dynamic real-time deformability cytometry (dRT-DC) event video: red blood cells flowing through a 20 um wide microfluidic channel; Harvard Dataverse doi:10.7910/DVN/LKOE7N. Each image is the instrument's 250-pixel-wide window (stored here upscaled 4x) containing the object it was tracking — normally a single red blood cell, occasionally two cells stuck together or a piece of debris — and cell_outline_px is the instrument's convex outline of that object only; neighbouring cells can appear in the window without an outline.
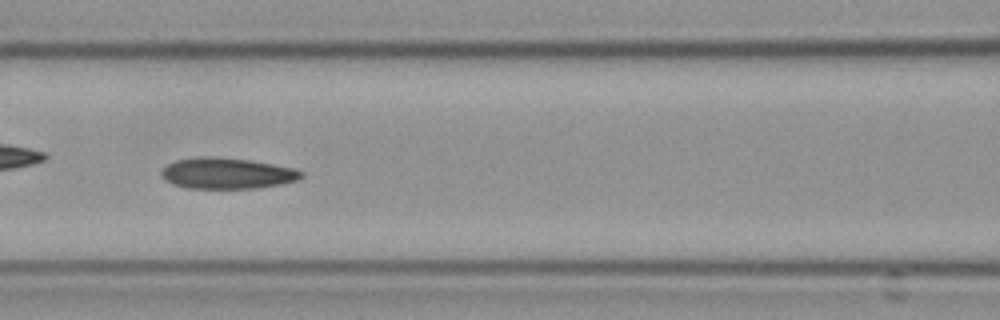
{"species": "Egyptian fruit bat (a non-hibernating species)", "species_latin": "Rousettus aegyptiacus", "temperature_condition": "cold", "stored_images_in_passage": 56, "camera_frame_rate_fps": 3000, "um_per_image_px": 0.085, "frame": {"image": 1, "passage_image": 25, "time_ms": 8.0, "image_size_px": [1000, 320], "cell_outline_px": [[304, 176], [296, 180], [284, 184], [260, 188], [188, 188], [172, 184], [164, 180], [160, 172], [168, 164], [176, 160], [200, 156], [208, 156], [248, 160], [272, 164], [292, 168], [304, 172]], "centroid_in_image_um": [19.29, 14.74], "position_along_channel_um": 147.3, "area_um2": 25.26}}
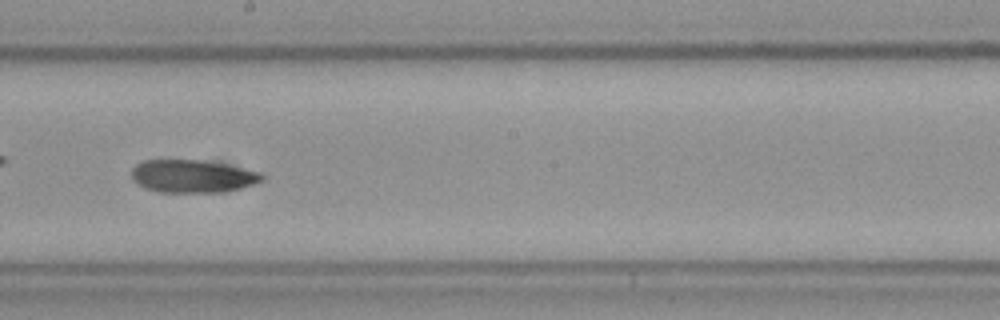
{"frame": {"image": 2, "passage_image": 32, "time_ms": 10.333, "image_size_px": [1000, 320], "cell_outline_px": [[264, 180], [260, 184], [240, 188], [216, 192], [156, 192], [144, 188], [136, 184], [132, 180], [132, 168], [136, 164], [144, 160], [196, 160], [224, 164], [260, 172], [264, 176]], "centroid_in_image_um": [16.35, 14.99], "position_along_channel_um": 231.9, "area_um2": 25.03}}
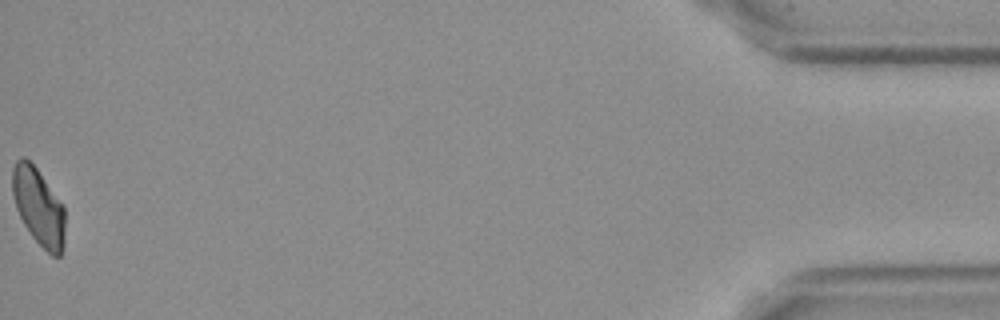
{"frame": {"image": 3, "passage_image": 56, "time_ms": 18.333, "image_size_px": [1000, 320], "cell_outline_px": [[64, 244], [60, 256], [52, 256], [32, 236], [24, 224], [16, 208], [12, 192], [12, 168], [16, 160], [20, 156], [24, 156], [36, 168], [64, 208]], "centroid_in_image_um": [3.25, 17.56], "position_along_channel_um": 432.0, "area_um2": 23.24}, "authors_computed_cell_mechanics": {"area_um2": 24.565, "velocity_mm_per_s": 3.6311, "shape_relaxation_time_tau1_ms": null, "shape_relaxation_time_tau2_ms": 4.8799, "deformation_change_tau1": null, "deformation_change_tau2": 0.1029}}